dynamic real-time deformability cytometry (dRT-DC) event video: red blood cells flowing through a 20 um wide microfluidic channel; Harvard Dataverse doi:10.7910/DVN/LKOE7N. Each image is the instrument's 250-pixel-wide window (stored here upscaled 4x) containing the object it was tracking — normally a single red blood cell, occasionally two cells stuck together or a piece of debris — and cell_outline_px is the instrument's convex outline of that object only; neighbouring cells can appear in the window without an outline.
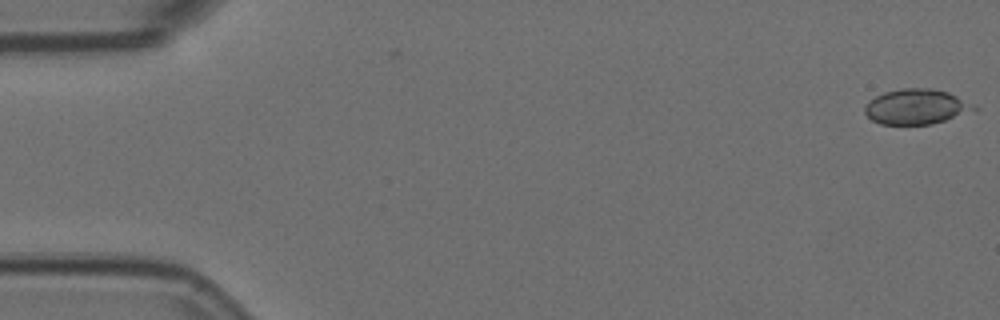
{"species": "Egyptian fruit bat (a non-hibernating species)", "species_latin": "Rousettus aegyptiacus", "temperature_condition": "room temperature", "stored_images_in_passage": 2, "camera_frame_rate_fps": 3000, "um_per_image_px": 0.085, "animal": {"sex": "female"}, "frame": {"image": 1, "passage_image": 1, "time_ms": 0.0, "image_size_px": [1000, 320], "cell_outline_px": [[980, 108], [976, 112], [932, 124], [880, 124], [872, 120], [864, 112], [864, 108], [868, 100], [884, 92], [904, 88], [932, 88], [948, 92]], "centroid_in_image_um": [77.92, 9.08], "position_along_channel_um": 7.1, "area_um2": 22.6}}